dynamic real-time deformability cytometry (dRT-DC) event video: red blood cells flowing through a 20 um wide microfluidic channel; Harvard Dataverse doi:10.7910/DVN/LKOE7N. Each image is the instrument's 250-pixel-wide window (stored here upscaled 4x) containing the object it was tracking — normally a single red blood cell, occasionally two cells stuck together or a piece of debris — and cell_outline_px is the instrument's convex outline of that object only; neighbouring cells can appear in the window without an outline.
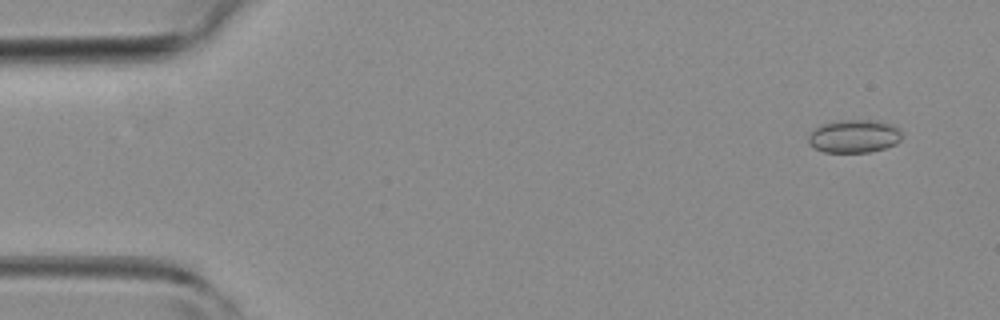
{"species": "common noctule bat (a hibernating species)", "species_latin": "Nyctalus noctula", "temperature_condition": "room temperature", "stored_images_in_passage": 3, "camera_frame_rate_fps": 3000, "um_per_image_px": 0.085, "animal": {"sex": "female", "body_mass_g": 19.3, "forearm_length_mm": 54.1}, "frame": {"image": 1, "passage_image": 1, "time_ms": 0.0, "image_size_px": [1000, 320], "cell_outline_px": [[900, 140], [896, 144], [884, 148], [868, 152], [824, 152], [808, 144], [808, 136], [820, 124], [840, 120], [880, 120], [892, 124], [900, 128]], "centroid_in_image_um": [72.61, 11.56], "position_along_channel_um": 12.4, "area_um2": 18.09}}
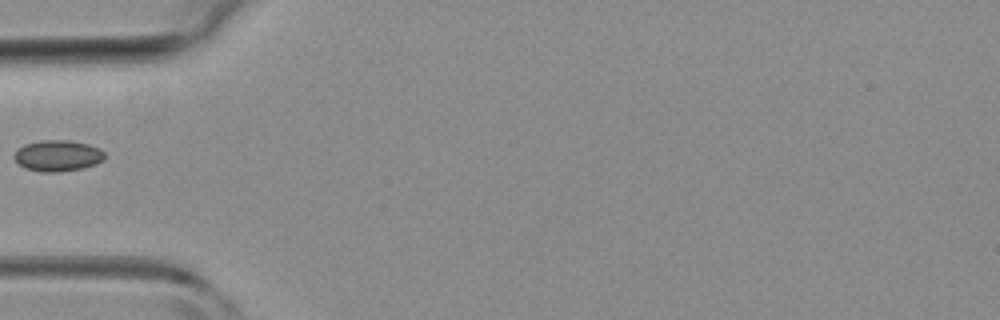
{"frame": {"image": 2, "passage_image": 3, "time_ms": 4.0, "image_size_px": [1000, 320], "cell_outline_px": [[104, 160], [96, 164], [84, 168], [60, 172], [40, 172], [24, 168], [12, 156], [24, 144], [40, 140], [68, 140], [88, 144], [100, 148], [104, 152]], "centroid_in_image_um": [4.92, 13.24], "position_along_channel_um": 80.1, "area_um2": 16.53}}